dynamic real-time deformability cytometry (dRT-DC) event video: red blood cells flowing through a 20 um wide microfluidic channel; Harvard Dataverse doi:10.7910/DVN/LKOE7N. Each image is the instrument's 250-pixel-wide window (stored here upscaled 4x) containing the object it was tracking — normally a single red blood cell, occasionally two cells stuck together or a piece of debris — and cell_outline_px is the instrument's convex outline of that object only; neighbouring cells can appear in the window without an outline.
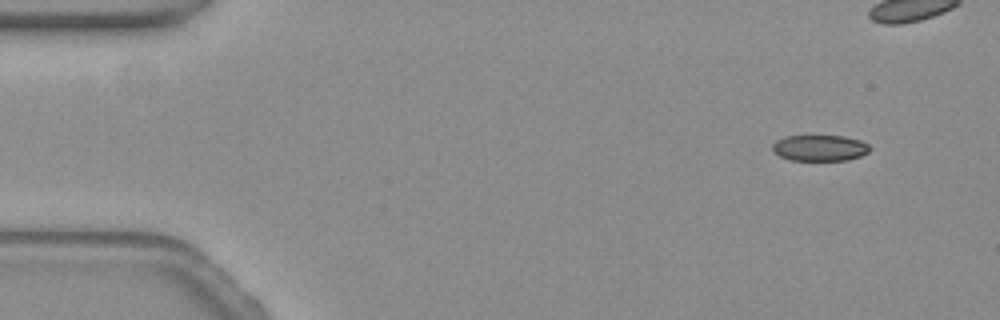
{"species": "common noctule bat (a hibernating species)", "species_latin": "Nyctalus noctula", "temperature_condition": "warm", "stored_images_in_passage": 2, "camera_frame_rate_fps": 3000, "um_per_image_px": 0.085, "animal": {"sex": "female", "body_mass_g": 19.3, "forearm_length_mm": 54.1}, "frame": {"image": 1, "passage_image": 1, "time_ms": 0.0, "image_size_px": [1000, 320], "cell_outline_px": [[868, 152], [860, 156], [848, 160], [792, 160], [780, 156], [772, 148], [772, 144], [776, 140], [784, 136], [844, 136], [860, 140], [868, 144]], "centroid_in_image_um": [69.67, 12.57], "position_along_channel_um": 15.3, "area_um2": 14.62}}